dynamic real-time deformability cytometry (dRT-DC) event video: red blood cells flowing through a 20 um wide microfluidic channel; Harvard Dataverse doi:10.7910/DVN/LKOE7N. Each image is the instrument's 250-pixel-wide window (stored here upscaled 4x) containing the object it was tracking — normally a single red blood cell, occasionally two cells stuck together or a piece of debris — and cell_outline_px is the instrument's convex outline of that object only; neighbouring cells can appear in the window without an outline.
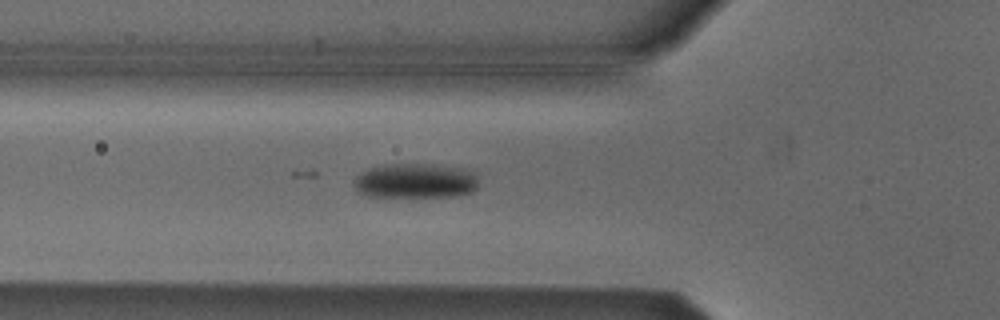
{"species": "Egyptian fruit bat (a non-hibernating species)", "species_latin": "Rousettus aegyptiacus", "temperature_condition": "cold", "stored_images_in_passage": 20, "camera_frame_rate_fps": 3000, "um_per_image_px": 0.085, "animal": {"sex": "male"}, "frame": {"image": 1, "passage_image": 2, "time_ms": 0.333, "image_size_px": [1000, 320], "cell_outline_px": [[476, 188], [472, 192], [456, 196], [368, 196], [360, 192], [356, 188], [352, 180], [360, 172], [368, 168], [388, 164], [432, 164], [464, 168], [476, 172]], "centroid_in_image_um": [35.31, 15.35], "position_along_channel_um": 90.5, "area_um2": 25.32}}
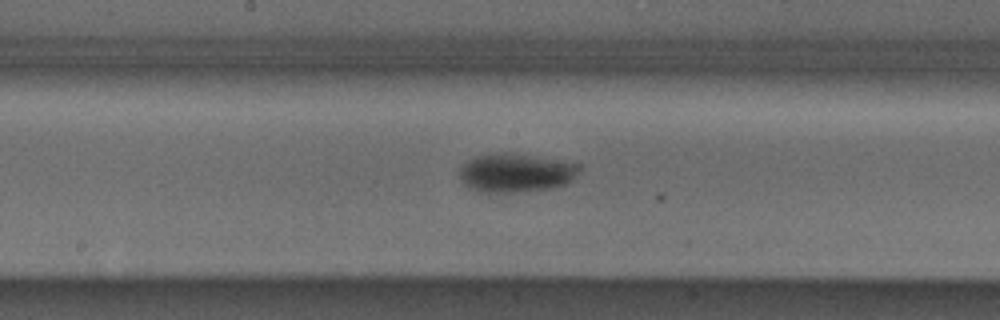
{"frame": {"image": 2, "passage_image": 11, "time_ms": 3.333, "image_size_px": [1000, 320], "cell_outline_px": [[580, 168], [572, 180], [564, 184], [552, 188], [512, 192], [480, 192], [468, 188], [460, 180], [460, 168], [468, 160], [476, 156], [500, 152], [504, 152], [580, 164]], "centroid_in_image_um": [43.79, 14.7], "position_along_channel_um": 204.4, "area_um2": 26.65}}
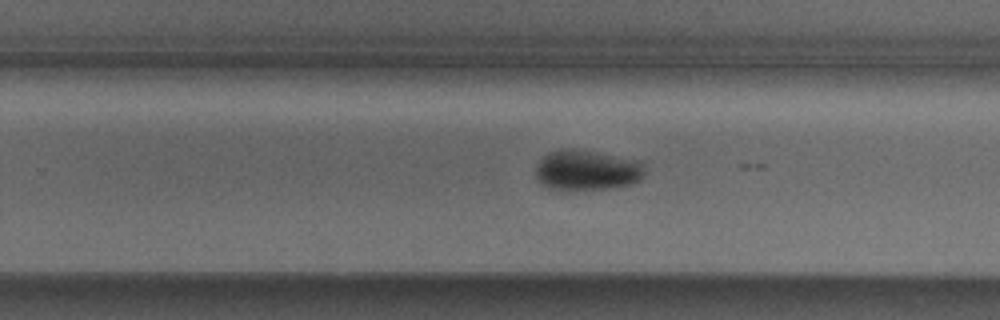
{"frame": {"image": 3, "passage_image": 17, "time_ms": 5.333, "image_size_px": [1000, 320], "cell_outline_px": [[644, 176], [640, 180], [632, 184], [612, 188], [548, 188], [540, 184], [536, 180], [536, 164], [548, 152], [560, 148], [572, 148], [596, 152], [640, 160], [644, 164]], "centroid_in_image_um": [49.89, 14.43], "position_along_channel_um": 279.9, "area_um2": 25.66}}